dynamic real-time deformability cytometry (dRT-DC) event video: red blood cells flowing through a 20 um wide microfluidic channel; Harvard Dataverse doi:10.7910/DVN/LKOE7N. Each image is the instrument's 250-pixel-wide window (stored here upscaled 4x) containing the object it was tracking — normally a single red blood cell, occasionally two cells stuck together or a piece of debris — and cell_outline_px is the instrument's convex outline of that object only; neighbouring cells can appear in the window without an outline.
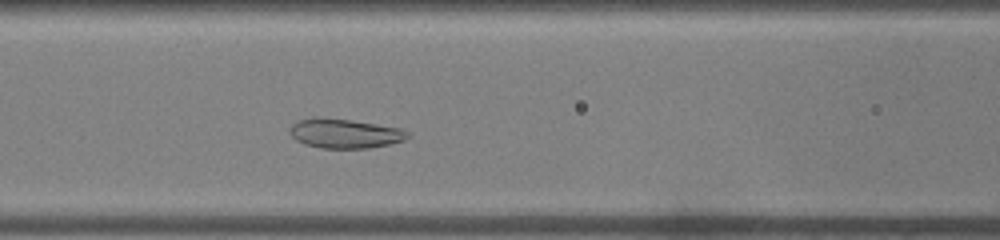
{"species": "common noctule bat (a hibernating species)", "species_latin": "Nyctalus noctula", "temperature_condition": "warm", "stored_images_in_passage": 43, "camera_frame_rate_fps": 3000, "um_per_image_px": 0.085, "animal": {"sex": "male", "body_mass_g": 19.0, "forearm_length_mm": 50.8}, "frame": {"image": 1, "passage_image": 14, "time_ms": 4.333, "image_size_px": [1000, 240], "cell_outline_px": [[412, 136], [404, 140], [388, 144], [368, 148], [320, 148], [304, 144], [296, 140], [288, 132], [288, 128], [296, 120], [316, 116], [352, 120], [404, 128]], "centroid_in_image_um": [29.28, 11.32], "position_along_channel_um": 137.3, "area_um2": 20.63}}
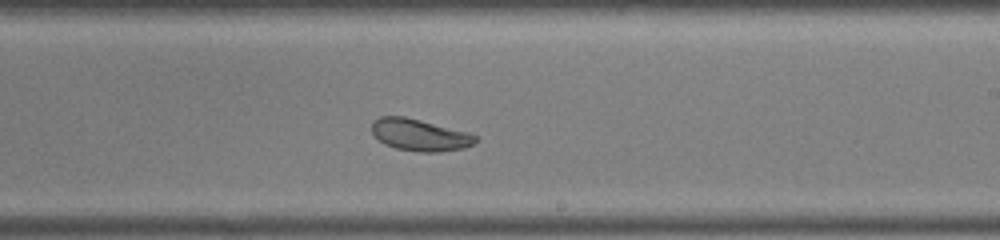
{"frame": {"image": 2, "passage_image": 23, "time_ms": 7.333, "image_size_px": [1000, 240], "cell_outline_px": [[476, 140], [472, 144], [464, 148], [440, 152], [420, 152], [396, 148], [384, 144], [372, 132], [372, 120], [380, 116], [404, 116], [468, 132], [476, 136]], "centroid_in_image_um": [35.65, 11.47], "position_along_channel_um": 253.3, "area_um2": 19.13}}
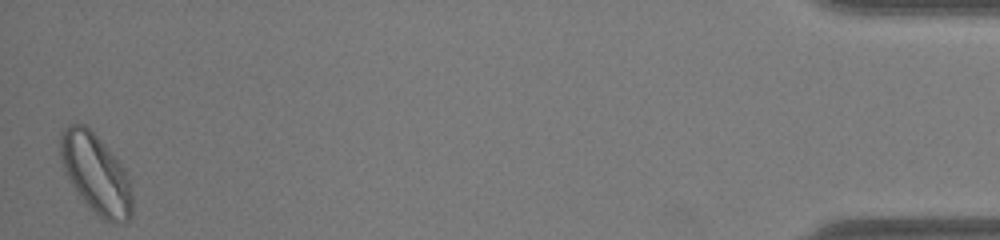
{"frame": {"image": 3, "passage_image": 43, "time_ms": 14.0, "image_size_px": [1000, 240], "cell_outline_px": [[132, 212], [128, 220], [124, 224], [112, 224], [104, 220], [84, 200], [72, 184], [64, 172], [60, 156], [60, 132], [68, 124], [84, 124], [100, 140], [120, 164], [128, 176], [132, 192]], "centroid_in_image_um": [8.15, 14.78], "position_along_channel_um": 427.1, "area_um2": 32.83}, "authors_computed_cell_mechanics": {"area_um2": 22.831, "velocity_mm_per_s": 3.8833, "shape_relaxation_time_tau1_ms": null, "shape_relaxation_time_tau2_ms": 0.4974, "deformation_change_tau1": null, "deformation_change_tau2": 0.0598}}